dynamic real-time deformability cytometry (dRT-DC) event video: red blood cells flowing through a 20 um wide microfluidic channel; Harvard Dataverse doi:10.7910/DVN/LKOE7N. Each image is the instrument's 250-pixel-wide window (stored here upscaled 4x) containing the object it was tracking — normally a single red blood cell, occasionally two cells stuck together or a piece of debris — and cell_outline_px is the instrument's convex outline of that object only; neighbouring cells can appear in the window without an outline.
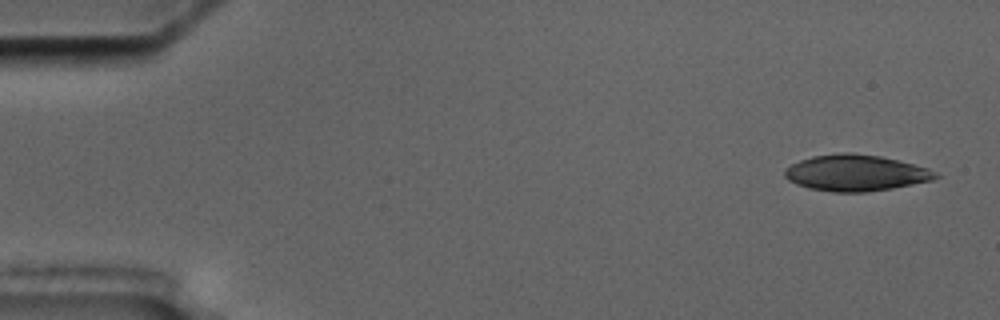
{"species": "common noctule bat (a hibernating species)", "species_latin": "Nyctalus noctula", "temperature_condition": "cold", "stored_images_in_passage": 6, "camera_frame_rate_fps": 3000, "um_per_image_px": 0.085, "animal": {"sex": "male", "body_mass_g": 17.5, "forearm_length_mm": 52.3}, "frame": {"image": 1, "passage_image": 1, "time_ms": 0.0, "image_size_px": [1000, 320], "cell_outline_px": [[940, 176], [932, 180], [892, 188], [864, 192], [832, 192], [808, 188], [796, 184], [788, 180], [784, 176], [784, 168], [800, 160], [812, 156], [844, 152], [852, 152], [880, 156], [928, 168], [936, 172]], "centroid_in_image_um": [72.7, 14.69], "position_along_channel_um": 12.3, "area_um2": 31.79}}